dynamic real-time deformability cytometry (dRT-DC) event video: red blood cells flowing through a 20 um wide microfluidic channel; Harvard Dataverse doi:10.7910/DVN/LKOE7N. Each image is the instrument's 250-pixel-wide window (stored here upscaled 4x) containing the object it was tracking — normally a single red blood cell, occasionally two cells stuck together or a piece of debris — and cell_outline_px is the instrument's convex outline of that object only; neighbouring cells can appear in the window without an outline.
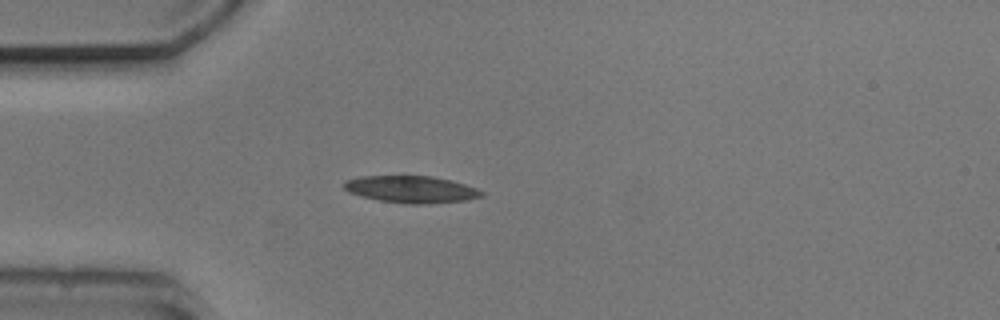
{"species": "common noctule bat (a hibernating species)", "species_latin": "Nyctalus noctula", "temperature_condition": "cold", "stored_images_in_passage": 2, "camera_frame_rate_fps": 3000, "um_per_image_px": 0.085, "animal": {"sex": "male", "body_mass_g": 20.5, "forearm_length_mm": 52.5}, "frame": {"image": 1, "passage_image": 1, "time_ms": 0.0, "image_size_px": [1000, 320], "cell_outline_px": [[484, 196], [468, 200], [428, 204], [408, 204], [380, 200], [360, 196], [348, 192], [344, 188], [344, 180], [360, 176], [432, 176], [452, 180], [476, 188], [484, 192]], "centroid_in_image_um": [34.96, 16.09], "position_along_channel_um": 50.0, "area_um2": 21.79}}